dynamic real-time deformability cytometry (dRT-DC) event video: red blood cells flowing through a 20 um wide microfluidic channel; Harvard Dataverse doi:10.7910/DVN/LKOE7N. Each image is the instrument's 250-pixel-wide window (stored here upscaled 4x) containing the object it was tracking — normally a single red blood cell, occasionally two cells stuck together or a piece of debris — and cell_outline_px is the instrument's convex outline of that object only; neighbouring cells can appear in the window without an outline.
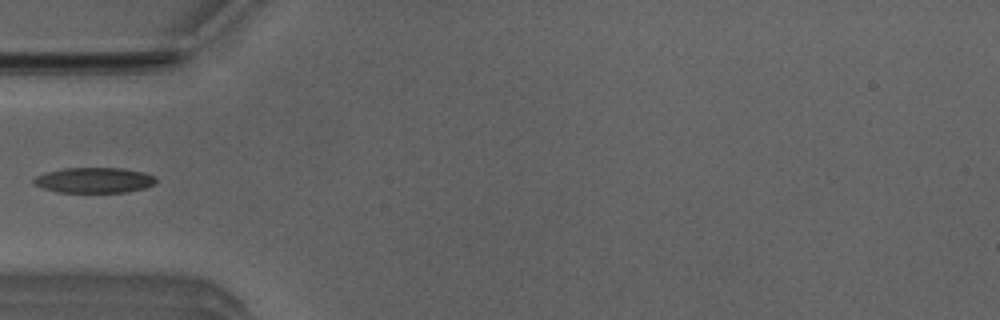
{"species": "Egyptian fruit bat (a non-hibernating species)", "species_latin": "Rousettus aegyptiacus", "temperature_condition": "room temperature", "stored_images_in_passage": 4, "camera_frame_rate_fps": 3000, "um_per_image_px": 0.085, "animal": {"sex": "male"}, "frame": {"image": 1, "passage_image": 4, "time_ms": 1.0, "image_size_px": [1000, 320], "cell_outline_px": [[156, 184], [144, 188], [128, 192], [56, 192], [44, 188], [36, 184], [32, 180], [36, 176], [48, 172], [64, 168], [120, 168], [144, 172], [156, 176]], "centroid_in_image_um": [8.06, 15.32], "position_along_channel_um": 76.9, "area_um2": 18.03}}